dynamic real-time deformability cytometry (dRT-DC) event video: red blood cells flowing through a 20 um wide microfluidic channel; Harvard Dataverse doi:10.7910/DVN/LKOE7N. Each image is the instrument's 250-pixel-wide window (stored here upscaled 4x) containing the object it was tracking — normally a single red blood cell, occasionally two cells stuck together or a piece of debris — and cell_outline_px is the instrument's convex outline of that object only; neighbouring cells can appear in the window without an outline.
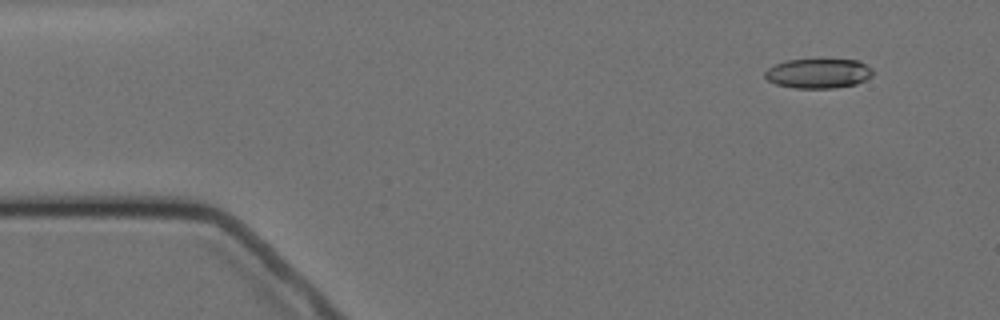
{"species": "Egyptian fruit bat (a non-hibernating species)", "species_latin": "Rousettus aegyptiacus", "temperature_condition": "cold", "stored_images_in_passage": 5, "camera_frame_rate_fps": 3000, "um_per_image_px": 0.085, "animal": {"sex": "female"}, "frame": {"image": 1, "passage_image": 2, "time_ms": 1.0, "image_size_px": [1000, 320], "cell_outline_px": [[872, 76], [856, 84], [832, 88], [796, 88], [776, 84], [768, 80], [764, 76], [764, 72], [768, 68], [784, 60], [860, 60], [872, 68]], "centroid_in_image_um": [69.56, 6.24], "position_along_channel_um": 15.4, "area_um2": 18.55}}